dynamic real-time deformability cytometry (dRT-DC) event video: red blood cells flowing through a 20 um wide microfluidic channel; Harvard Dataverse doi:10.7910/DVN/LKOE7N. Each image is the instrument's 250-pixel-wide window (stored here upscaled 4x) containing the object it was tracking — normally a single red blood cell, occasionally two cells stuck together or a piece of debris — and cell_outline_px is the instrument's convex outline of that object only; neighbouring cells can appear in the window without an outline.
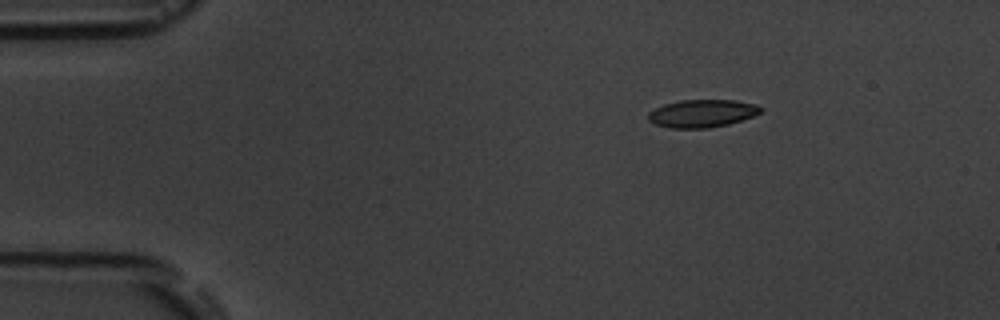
{"species": "common noctule bat (a hibernating species)", "species_latin": "Nyctalus noctula", "temperature_condition": "room temperature", "stored_images_in_passage": 4, "camera_frame_rate_fps": 3000, "um_per_image_px": 0.085, "animal": {"sex": "male", "body_mass_g": 19.5, "forearm_length_mm": 54.6}, "frame": {"image": 1, "passage_image": 1, "time_ms": 0.0, "image_size_px": [1000, 320], "cell_outline_px": [[764, 108], [760, 112], [752, 116], [728, 124], [708, 128], [668, 128], [656, 124], [648, 120], [648, 112], [664, 104], [680, 100], [736, 100], [756, 104]], "centroid_in_image_um": [59.67, 9.63], "position_along_channel_um": 25.3, "area_um2": 18.15}}
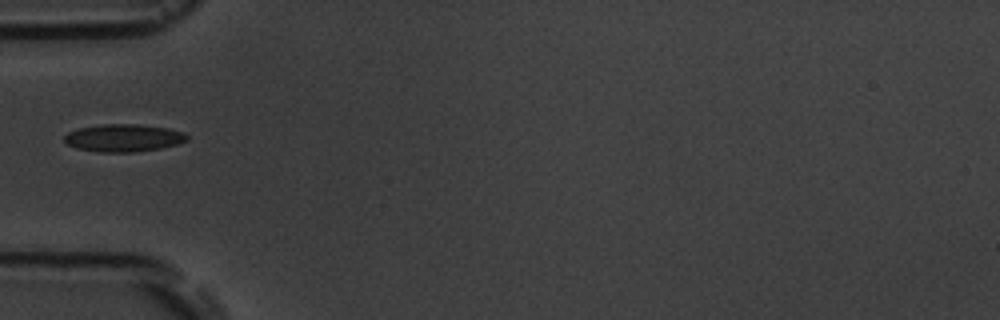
{"frame": {"image": 2, "passage_image": 4, "time_ms": 3.333, "image_size_px": [1000, 320], "cell_outline_px": [[188, 140], [176, 144], [160, 148], [132, 152], [100, 152], [76, 148], [68, 144], [64, 140], [64, 136], [68, 132], [80, 128], [100, 124], [136, 124], [168, 128], [184, 132], [188, 136]], "centroid_in_image_um": [10.5, 11.72], "position_along_channel_um": 74.5, "area_um2": 19.59}}